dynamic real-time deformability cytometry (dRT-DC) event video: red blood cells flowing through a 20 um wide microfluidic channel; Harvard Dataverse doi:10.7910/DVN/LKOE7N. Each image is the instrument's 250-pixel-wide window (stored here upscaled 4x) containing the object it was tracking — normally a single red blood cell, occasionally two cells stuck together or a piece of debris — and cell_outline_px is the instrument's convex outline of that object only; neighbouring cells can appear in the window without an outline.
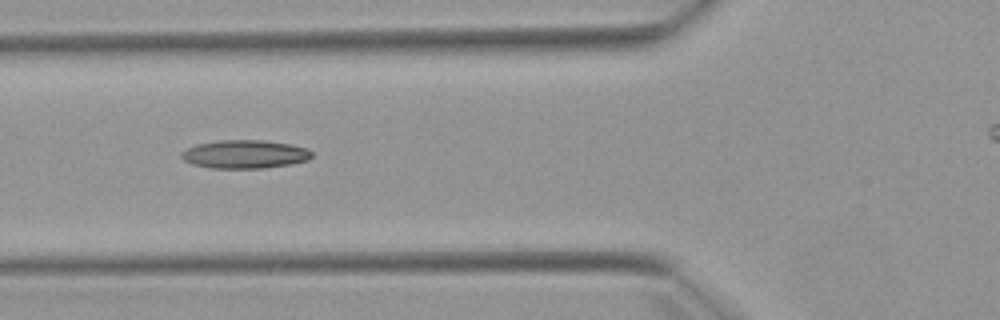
{"species": "Egyptian fruit bat (a non-hibernating species)", "species_latin": "Rousettus aegyptiacus", "temperature_condition": "warm", "stored_images_in_passage": 6, "camera_frame_rate_fps": 3000, "um_per_image_px": 0.085, "animal": {"sex": "female"}, "frame": {"image": 1, "passage_image": 5, "time_ms": 4.667, "image_size_px": [1000, 320], "cell_outline_px": [[312, 156], [308, 160], [288, 164], [264, 168], [212, 168], [192, 164], [184, 160], [180, 156], [180, 152], [196, 144], [220, 140], [264, 140], [288, 144], [308, 148], [312, 152]], "centroid_in_image_um": [20.79, 13.1], "position_along_channel_um": 105.0, "area_um2": 21.5}}
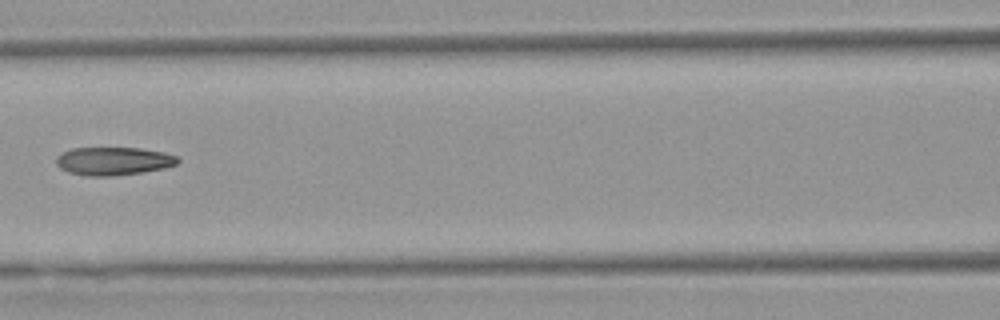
{"frame": {"image": 2, "passage_image": 6, "time_ms": 6.0, "image_size_px": [1000, 320], "cell_outline_px": [[180, 160], [176, 164], [164, 168], [144, 172], [112, 176], [88, 176], [68, 172], [60, 168], [56, 164], [56, 156], [72, 148], [140, 148], [164, 152], [176, 156]], "centroid_in_image_um": [9.64, 13.69], "position_along_channel_um": 157.0, "area_um2": 19.94}}